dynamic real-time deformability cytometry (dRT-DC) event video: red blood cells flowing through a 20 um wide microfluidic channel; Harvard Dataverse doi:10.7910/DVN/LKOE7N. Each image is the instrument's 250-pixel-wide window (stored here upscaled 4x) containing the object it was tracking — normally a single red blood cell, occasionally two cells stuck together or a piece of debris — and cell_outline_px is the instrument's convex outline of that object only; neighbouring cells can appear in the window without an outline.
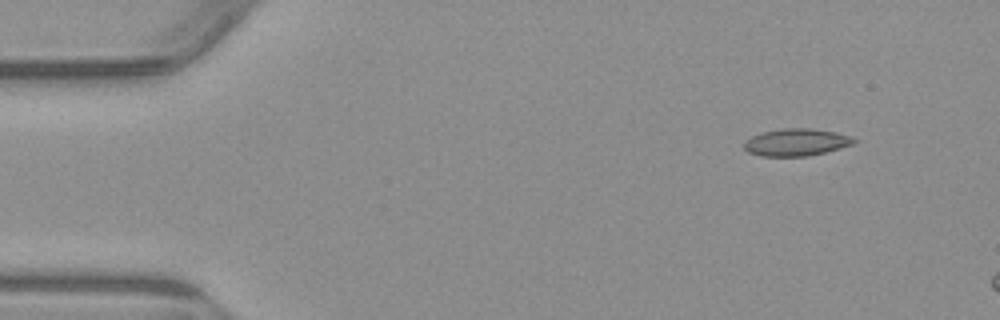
{"species": "common noctule bat (a hibernating species)", "species_latin": "Nyctalus noctula", "temperature_condition": "warm", "stored_images_in_passage": 5, "segment_of_instrument_passage": [2, 2], "camera_frame_rate_fps": 3000, "um_per_image_px": 0.085, "animal": {"sex": "male", "body_mass_g": 23.1, "forearm_length_mm": 52.7}, "frame": {"image": 1, "passage_image": 5, "time_ms": 5.333, "image_size_px": [1000, 320], "cell_outline_px": [[860, 140], [852, 144], [840, 148], [808, 156], [760, 156], [748, 152], [744, 148], [744, 140], [752, 136], [764, 132], [780, 128], [812, 128], [836, 132], [852, 136]], "centroid_in_image_um": [67.7, 12.08], "position_along_channel_um": 17.3, "area_um2": 17.57}}